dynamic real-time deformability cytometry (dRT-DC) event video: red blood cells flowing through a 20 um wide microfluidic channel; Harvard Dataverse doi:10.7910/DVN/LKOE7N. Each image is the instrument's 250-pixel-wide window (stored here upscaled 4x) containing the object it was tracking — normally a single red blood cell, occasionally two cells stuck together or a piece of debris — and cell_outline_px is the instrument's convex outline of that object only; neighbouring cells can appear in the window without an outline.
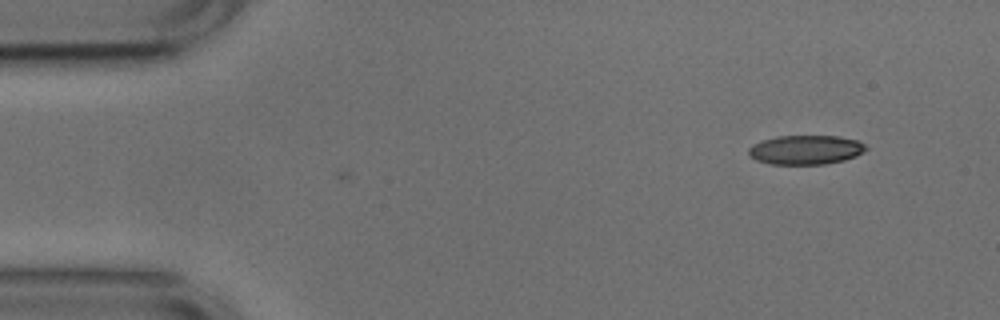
{"species": "common noctule bat (a hibernating species)", "species_latin": "Nyctalus noctula", "temperature_condition": "cold", "stored_images_in_passage": 3, "camera_frame_rate_fps": 3000, "um_per_image_px": 0.085, "animal": {"sex": "male", "body_mass_g": 17.9, "forearm_length_mm": 54.2}, "frame": {"image": 1, "passage_image": 3, "time_ms": 0.667, "image_size_px": [1000, 320], "cell_outline_px": [[868, 148], [856, 156], [844, 160], [824, 164], [768, 164], [756, 160], [748, 152], [748, 148], [752, 144], [776, 136], [840, 136], [856, 140], [864, 144]], "centroid_in_image_um": [68.48, 12.73], "position_along_channel_um": 16.5, "area_um2": 19.94}}